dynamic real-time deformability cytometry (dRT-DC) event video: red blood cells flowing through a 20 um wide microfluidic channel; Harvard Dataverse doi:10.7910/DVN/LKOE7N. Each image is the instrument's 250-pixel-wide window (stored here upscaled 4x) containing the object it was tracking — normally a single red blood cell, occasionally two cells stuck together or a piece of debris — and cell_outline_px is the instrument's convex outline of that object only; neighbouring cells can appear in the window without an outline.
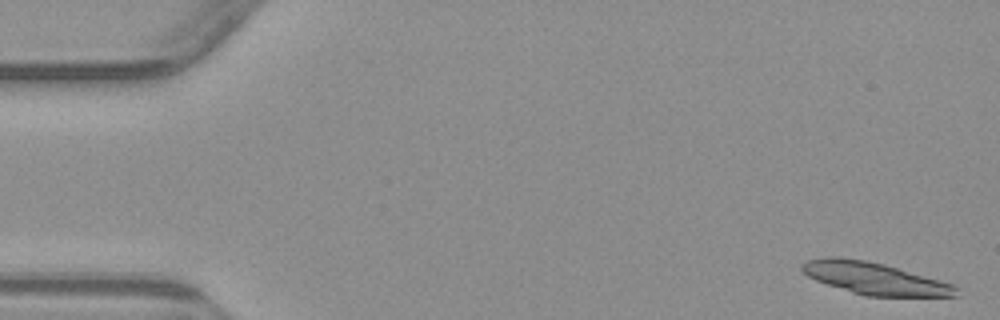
{"species": "common noctule bat (a hibernating species)", "species_latin": "Nyctalus noctula", "temperature_condition": "warm", "stored_images_in_passage": 4, "camera_frame_rate_fps": 3000, "um_per_image_px": 0.085, "animal": {"sex": "male", "body_mass_g": 23.1, "forearm_length_mm": 52.7}, "frame": {"image": 1, "passage_image": 1, "time_ms": 0.0, "image_size_px": [1000, 320], "cell_outline_px": [[956, 296], [864, 296], [816, 280], [808, 276], [800, 268], [800, 264], [808, 260], [828, 256], [832, 256], [864, 260], [884, 264], [940, 280], [952, 284], [956, 288]], "centroid_in_image_um": [74.29, 23.65], "position_along_channel_um": 10.7, "area_um2": 28.32}}